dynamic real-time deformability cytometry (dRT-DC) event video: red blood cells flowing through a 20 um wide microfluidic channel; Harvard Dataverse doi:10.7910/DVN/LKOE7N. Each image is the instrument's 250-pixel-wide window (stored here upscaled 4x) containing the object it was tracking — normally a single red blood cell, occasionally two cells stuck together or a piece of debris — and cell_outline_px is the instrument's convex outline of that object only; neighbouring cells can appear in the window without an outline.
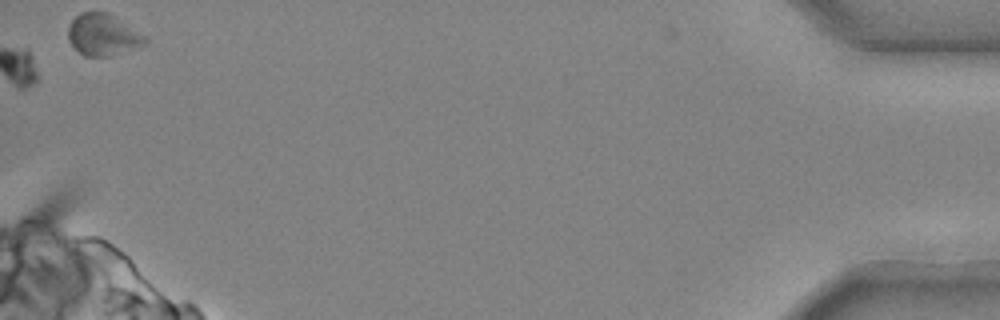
{"species": "common noctule bat (a hibernating species)", "species_latin": "Nyctalus noctula", "temperature_condition": "cold", "stored_images_in_passage": 25, "camera_frame_rate_fps": 3000, "um_per_image_px": 0.085, "animal": {"sex": "male", "body_mass_g": 20.4}, "frame": {"image": 1, "passage_image": 25, "time_ms": 8.0, "image_size_px": [1000, 320], "cell_outline_px": [[148, 40], [144, 44], [108, 56], [84, 56], [68, 40], [68, 28], [72, 20], [80, 12], [104, 12], [148, 36]], "centroid_in_image_um": [8.73, 2.95], "position_along_channel_um": 426.5, "area_um2": 18.15}}